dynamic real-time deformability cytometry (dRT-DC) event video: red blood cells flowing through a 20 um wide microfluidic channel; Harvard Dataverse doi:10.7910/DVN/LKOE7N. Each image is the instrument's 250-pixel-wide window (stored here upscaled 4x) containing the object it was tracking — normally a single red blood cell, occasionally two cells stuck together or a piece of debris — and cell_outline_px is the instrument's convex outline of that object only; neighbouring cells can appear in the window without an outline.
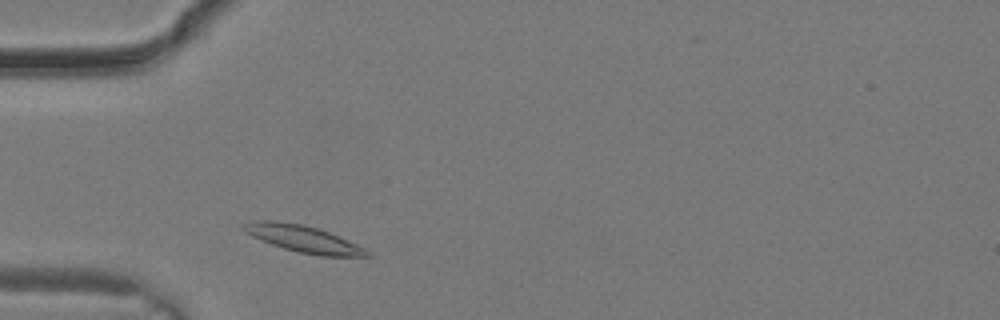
{"species": "common noctule bat (a hibernating species)", "species_latin": "Nyctalus noctula", "temperature_condition": "warm", "stored_images_in_passage": 4, "camera_frame_rate_fps": 3000, "um_per_image_px": 0.085, "animal": {"sex": "male", "body_mass_g": 19.2, "forearm_length_mm": 51.8}, "frame": {"image": 1, "passage_image": 2, "time_ms": 0.333, "image_size_px": [1000, 320], "cell_outline_px": [[372, 256], [320, 256], [300, 252], [284, 248], [272, 244], [252, 236], [244, 232], [240, 228], [240, 224], [256, 220], [276, 220], [304, 224], [328, 232], [356, 244], [364, 248]], "centroid_in_image_um": [25.7, 20.28], "position_along_channel_um": 59.3, "area_um2": 19.13}}
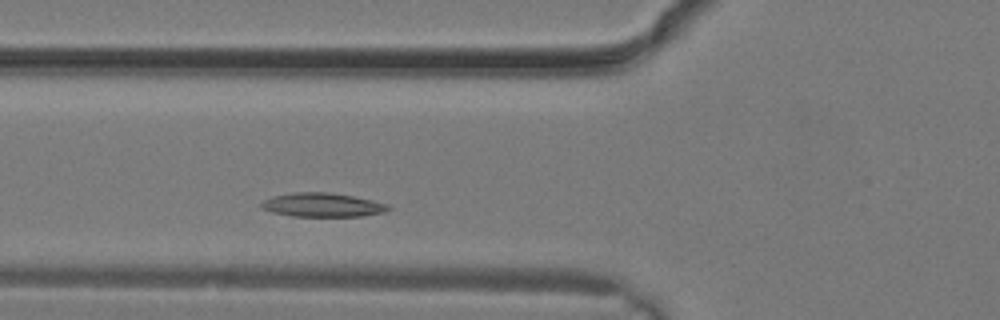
{"frame": {"image": 2, "passage_image": 4, "time_ms": 1.0, "image_size_px": [1000, 320], "cell_outline_px": [[392, 208], [384, 212], [364, 216], [292, 216], [272, 212], [260, 208], [260, 204], [264, 200], [272, 196], [296, 192], [328, 192], [352, 196], [372, 200], [388, 204]], "centroid_in_image_um": [27.4, 17.42], "position_along_channel_um": 98.4, "area_um2": 17.69}}